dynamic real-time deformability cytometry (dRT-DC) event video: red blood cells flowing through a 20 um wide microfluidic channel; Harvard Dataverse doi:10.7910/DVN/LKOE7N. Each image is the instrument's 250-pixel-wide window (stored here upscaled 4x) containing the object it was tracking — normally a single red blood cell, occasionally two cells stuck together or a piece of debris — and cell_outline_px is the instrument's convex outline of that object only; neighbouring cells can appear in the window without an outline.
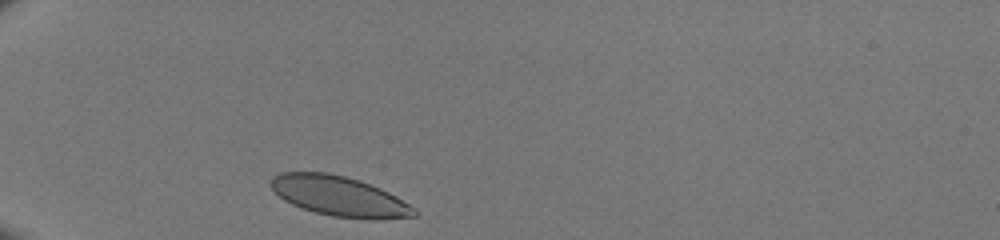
{"species": "human", "species_latin": "Homo sapiens", "temperature_condition": "room temperature", "stored_images_in_passage": 28, "camera_frame_rate_fps": 3000, "um_per_image_px": 0.085, "donor": {"sex": "male"}, "frame": {"image": 1, "passage_image": 1, "time_ms": 0.0, "image_size_px": [1000, 240], "cell_outline_px": [[420, 212], [416, 216], [380, 220], [372, 220], [332, 216], [316, 212], [292, 204], [284, 200], [268, 184], [272, 176], [280, 172], [328, 172], [360, 180], [380, 188], [396, 196], [416, 208]], "centroid_in_image_um": [28.87, 16.68], "position_along_channel_um": 56.1, "area_um2": 33.64}}
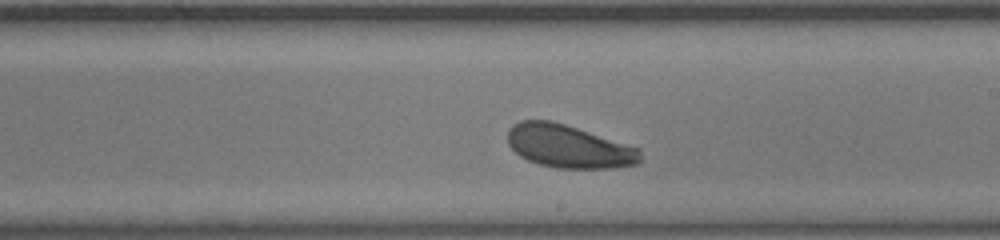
{"frame": {"image": 2, "passage_image": 16, "time_ms": 5.0, "image_size_px": [1000, 240], "cell_outline_px": [[640, 160], [636, 164], [612, 168], [556, 168], [540, 164], [528, 160], [520, 156], [508, 144], [508, 128], [512, 124], [520, 120], [552, 120], [640, 148]], "centroid_in_image_um": [48.31, 12.43], "position_along_channel_um": 240.7, "area_um2": 33.18}}
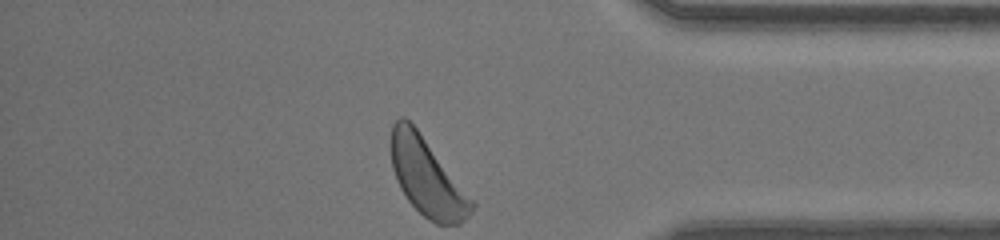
{"frame": {"image": 3, "passage_image": 28, "time_ms": 9.0, "image_size_px": [1000, 240], "cell_outline_px": [[476, 204], [468, 216], [460, 224], [436, 224], [428, 220], [408, 200], [400, 188], [396, 180], [392, 168], [392, 124], [400, 116], [404, 116], [416, 128]], "centroid_in_image_um": [36.29, 15.08], "position_along_channel_um": 398.9, "area_um2": 35.6}}